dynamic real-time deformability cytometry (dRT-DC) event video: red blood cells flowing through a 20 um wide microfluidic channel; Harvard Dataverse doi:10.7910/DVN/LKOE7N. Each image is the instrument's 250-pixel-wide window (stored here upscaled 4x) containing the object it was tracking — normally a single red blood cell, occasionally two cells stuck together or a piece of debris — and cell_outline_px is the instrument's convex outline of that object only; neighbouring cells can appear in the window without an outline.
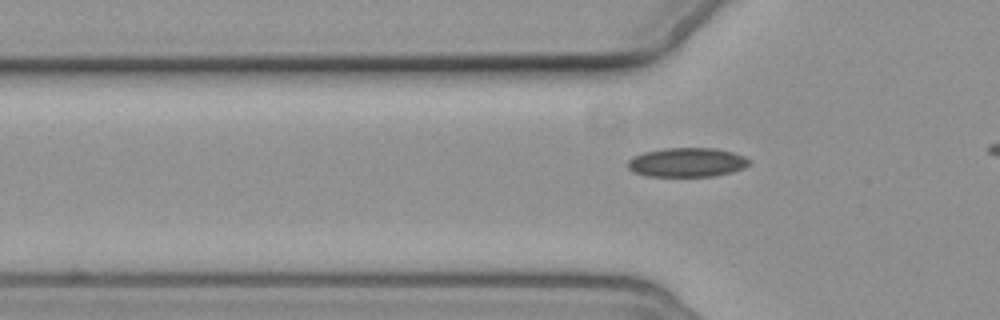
{"species": "common noctule bat (a hibernating species)", "species_latin": "Nyctalus noctula", "temperature_condition": "cold", "stored_images_in_passage": 7, "segment_of_instrument_passage": [2, 2], "camera_frame_rate_fps": 3000, "um_per_image_px": 0.085, "animal": {"sex": "female", "body_mass_g": 19.3, "forearm_length_mm": 54.1}, "frame": {"image": 1, "passage_image": 7, "time_ms": 7.333, "image_size_px": [1000, 320], "cell_outline_px": [[752, 160], [744, 168], [732, 172], [712, 176], [648, 176], [632, 172], [628, 168], [628, 160], [632, 156], [644, 152], [664, 148], [716, 148], [732, 152], [744, 156]], "centroid_in_image_um": [58.38, 13.8], "position_along_channel_um": 67.4, "area_um2": 20.75}}